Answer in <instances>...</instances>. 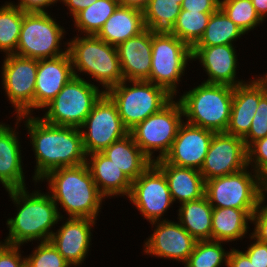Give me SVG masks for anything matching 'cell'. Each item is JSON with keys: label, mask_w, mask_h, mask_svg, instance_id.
Listing matches in <instances>:
<instances>
[{"label": "cell", "mask_w": 267, "mask_h": 267, "mask_svg": "<svg viewBox=\"0 0 267 267\" xmlns=\"http://www.w3.org/2000/svg\"><path fill=\"white\" fill-rule=\"evenodd\" d=\"M16 128L22 120L29 134L36 159L35 185L50 171L62 167H74L86 163L80 128L55 126L40 117L22 115L16 117Z\"/></svg>", "instance_id": "obj_1"}, {"label": "cell", "mask_w": 267, "mask_h": 267, "mask_svg": "<svg viewBox=\"0 0 267 267\" xmlns=\"http://www.w3.org/2000/svg\"><path fill=\"white\" fill-rule=\"evenodd\" d=\"M27 189L7 191L17 213L6 222L9 234L3 242L5 244L22 246L34 240L50 241L54 232L51 229L63 219L64 215L49 193H41V190L29 193Z\"/></svg>", "instance_id": "obj_2"}, {"label": "cell", "mask_w": 267, "mask_h": 267, "mask_svg": "<svg viewBox=\"0 0 267 267\" xmlns=\"http://www.w3.org/2000/svg\"><path fill=\"white\" fill-rule=\"evenodd\" d=\"M45 180L53 201L69 217L97 220L106 197L97 188L86 163L50 171L41 182Z\"/></svg>", "instance_id": "obj_3"}, {"label": "cell", "mask_w": 267, "mask_h": 267, "mask_svg": "<svg viewBox=\"0 0 267 267\" xmlns=\"http://www.w3.org/2000/svg\"><path fill=\"white\" fill-rule=\"evenodd\" d=\"M68 53L74 76L88 74L102 85L104 93L124 80L116 46L96 35H78L69 40ZM78 72L80 73L77 74Z\"/></svg>", "instance_id": "obj_4"}, {"label": "cell", "mask_w": 267, "mask_h": 267, "mask_svg": "<svg viewBox=\"0 0 267 267\" xmlns=\"http://www.w3.org/2000/svg\"><path fill=\"white\" fill-rule=\"evenodd\" d=\"M183 93L178 99L185 122L216 133L226 131L230 121L234 87L202 82L201 85Z\"/></svg>", "instance_id": "obj_5"}, {"label": "cell", "mask_w": 267, "mask_h": 267, "mask_svg": "<svg viewBox=\"0 0 267 267\" xmlns=\"http://www.w3.org/2000/svg\"><path fill=\"white\" fill-rule=\"evenodd\" d=\"M106 94L116 104L118 114L129 131L175 97L163 87L147 80H123Z\"/></svg>", "instance_id": "obj_6"}, {"label": "cell", "mask_w": 267, "mask_h": 267, "mask_svg": "<svg viewBox=\"0 0 267 267\" xmlns=\"http://www.w3.org/2000/svg\"><path fill=\"white\" fill-rule=\"evenodd\" d=\"M94 82L73 77L43 109L44 122L55 126L80 128L94 104L104 94Z\"/></svg>", "instance_id": "obj_7"}, {"label": "cell", "mask_w": 267, "mask_h": 267, "mask_svg": "<svg viewBox=\"0 0 267 267\" xmlns=\"http://www.w3.org/2000/svg\"><path fill=\"white\" fill-rule=\"evenodd\" d=\"M192 61V48L166 31H152V64L147 81L177 95L186 65Z\"/></svg>", "instance_id": "obj_8"}, {"label": "cell", "mask_w": 267, "mask_h": 267, "mask_svg": "<svg viewBox=\"0 0 267 267\" xmlns=\"http://www.w3.org/2000/svg\"><path fill=\"white\" fill-rule=\"evenodd\" d=\"M50 13H25L20 38L15 54L36 60L61 56L68 52V41L64 43L66 32ZM63 44L66 47L61 48Z\"/></svg>", "instance_id": "obj_9"}, {"label": "cell", "mask_w": 267, "mask_h": 267, "mask_svg": "<svg viewBox=\"0 0 267 267\" xmlns=\"http://www.w3.org/2000/svg\"><path fill=\"white\" fill-rule=\"evenodd\" d=\"M175 97L161 110L148 116L129 133L139 148L154 162L170 151L183 119V109ZM160 150V151H159ZM159 151V155L153 156Z\"/></svg>", "instance_id": "obj_10"}, {"label": "cell", "mask_w": 267, "mask_h": 267, "mask_svg": "<svg viewBox=\"0 0 267 267\" xmlns=\"http://www.w3.org/2000/svg\"><path fill=\"white\" fill-rule=\"evenodd\" d=\"M205 196L213 208L257 209L263 198L260 176L253 169L249 171L247 167L232 174L206 180Z\"/></svg>", "instance_id": "obj_11"}, {"label": "cell", "mask_w": 267, "mask_h": 267, "mask_svg": "<svg viewBox=\"0 0 267 267\" xmlns=\"http://www.w3.org/2000/svg\"><path fill=\"white\" fill-rule=\"evenodd\" d=\"M80 131L87 155L102 152L113 142L129 134L116 104L106 93L94 104Z\"/></svg>", "instance_id": "obj_12"}, {"label": "cell", "mask_w": 267, "mask_h": 267, "mask_svg": "<svg viewBox=\"0 0 267 267\" xmlns=\"http://www.w3.org/2000/svg\"><path fill=\"white\" fill-rule=\"evenodd\" d=\"M2 64V87L16 117L33 115L38 60L16 54L5 55Z\"/></svg>", "instance_id": "obj_13"}, {"label": "cell", "mask_w": 267, "mask_h": 267, "mask_svg": "<svg viewBox=\"0 0 267 267\" xmlns=\"http://www.w3.org/2000/svg\"><path fill=\"white\" fill-rule=\"evenodd\" d=\"M128 198L149 223L161 221L174 204L167 179L154 163L132 181Z\"/></svg>", "instance_id": "obj_14"}, {"label": "cell", "mask_w": 267, "mask_h": 267, "mask_svg": "<svg viewBox=\"0 0 267 267\" xmlns=\"http://www.w3.org/2000/svg\"><path fill=\"white\" fill-rule=\"evenodd\" d=\"M247 167V148L243 138L219 132L213 135L199 171L206 181Z\"/></svg>", "instance_id": "obj_15"}, {"label": "cell", "mask_w": 267, "mask_h": 267, "mask_svg": "<svg viewBox=\"0 0 267 267\" xmlns=\"http://www.w3.org/2000/svg\"><path fill=\"white\" fill-rule=\"evenodd\" d=\"M162 219L151 222L154 232L144 242V253L158 258L176 260L185 264L197 240L178 222Z\"/></svg>", "instance_id": "obj_16"}, {"label": "cell", "mask_w": 267, "mask_h": 267, "mask_svg": "<svg viewBox=\"0 0 267 267\" xmlns=\"http://www.w3.org/2000/svg\"><path fill=\"white\" fill-rule=\"evenodd\" d=\"M216 132L182 122L164 160L171 165L200 170Z\"/></svg>", "instance_id": "obj_17"}, {"label": "cell", "mask_w": 267, "mask_h": 267, "mask_svg": "<svg viewBox=\"0 0 267 267\" xmlns=\"http://www.w3.org/2000/svg\"><path fill=\"white\" fill-rule=\"evenodd\" d=\"M64 222L53 232L50 242L63 258L73 267L84 263L91 246L92 227L96 220L89 218L66 217Z\"/></svg>", "instance_id": "obj_18"}, {"label": "cell", "mask_w": 267, "mask_h": 267, "mask_svg": "<svg viewBox=\"0 0 267 267\" xmlns=\"http://www.w3.org/2000/svg\"><path fill=\"white\" fill-rule=\"evenodd\" d=\"M259 76L234 87L230 121L225 133L243 138L249 132L259 101L267 93V77L265 74Z\"/></svg>", "instance_id": "obj_19"}, {"label": "cell", "mask_w": 267, "mask_h": 267, "mask_svg": "<svg viewBox=\"0 0 267 267\" xmlns=\"http://www.w3.org/2000/svg\"><path fill=\"white\" fill-rule=\"evenodd\" d=\"M234 45H218L209 47H192V60L197 59L208 75L204 83L223 84L236 87L245 80H236L237 59Z\"/></svg>", "instance_id": "obj_20"}, {"label": "cell", "mask_w": 267, "mask_h": 267, "mask_svg": "<svg viewBox=\"0 0 267 267\" xmlns=\"http://www.w3.org/2000/svg\"><path fill=\"white\" fill-rule=\"evenodd\" d=\"M74 77L69 53L49 59L38 60L34 109H43Z\"/></svg>", "instance_id": "obj_21"}, {"label": "cell", "mask_w": 267, "mask_h": 267, "mask_svg": "<svg viewBox=\"0 0 267 267\" xmlns=\"http://www.w3.org/2000/svg\"><path fill=\"white\" fill-rule=\"evenodd\" d=\"M116 48L124 80L149 79L152 64V30L146 28Z\"/></svg>", "instance_id": "obj_22"}, {"label": "cell", "mask_w": 267, "mask_h": 267, "mask_svg": "<svg viewBox=\"0 0 267 267\" xmlns=\"http://www.w3.org/2000/svg\"><path fill=\"white\" fill-rule=\"evenodd\" d=\"M18 132L0 122V183L8 190L26 187Z\"/></svg>", "instance_id": "obj_23"}, {"label": "cell", "mask_w": 267, "mask_h": 267, "mask_svg": "<svg viewBox=\"0 0 267 267\" xmlns=\"http://www.w3.org/2000/svg\"><path fill=\"white\" fill-rule=\"evenodd\" d=\"M165 175L173 203L180 204L205 196V180L198 169L168 164L163 158L153 162Z\"/></svg>", "instance_id": "obj_24"}, {"label": "cell", "mask_w": 267, "mask_h": 267, "mask_svg": "<svg viewBox=\"0 0 267 267\" xmlns=\"http://www.w3.org/2000/svg\"><path fill=\"white\" fill-rule=\"evenodd\" d=\"M86 164L97 188L105 197L129 196L132 181L101 152L87 155Z\"/></svg>", "instance_id": "obj_25"}, {"label": "cell", "mask_w": 267, "mask_h": 267, "mask_svg": "<svg viewBox=\"0 0 267 267\" xmlns=\"http://www.w3.org/2000/svg\"><path fill=\"white\" fill-rule=\"evenodd\" d=\"M146 29L143 10L119 5L96 34L106 43L118 46Z\"/></svg>", "instance_id": "obj_26"}, {"label": "cell", "mask_w": 267, "mask_h": 267, "mask_svg": "<svg viewBox=\"0 0 267 267\" xmlns=\"http://www.w3.org/2000/svg\"><path fill=\"white\" fill-rule=\"evenodd\" d=\"M125 173L131 180H136L153 161L139 148L129 133L113 142L101 152Z\"/></svg>", "instance_id": "obj_27"}, {"label": "cell", "mask_w": 267, "mask_h": 267, "mask_svg": "<svg viewBox=\"0 0 267 267\" xmlns=\"http://www.w3.org/2000/svg\"><path fill=\"white\" fill-rule=\"evenodd\" d=\"M257 209L213 208L211 240L232 242L248 233L251 217Z\"/></svg>", "instance_id": "obj_28"}, {"label": "cell", "mask_w": 267, "mask_h": 267, "mask_svg": "<svg viewBox=\"0 0 267 267\" xmlns=\"http://www.w3.org/2000/svg\"><path fill=\"white\" fill-rule=\"evenodd\" d=\"M178 221L197 241L211 240L213 207L206 196L180 204Z\"/></svg>", "instance_id": "obj_29"}, {"label": "cell", "mask_w": 267, "mask_h": 267, "mask_svg": "<svg viewBox=\"0 0 267 267\" xmlns=\"http://www.w3.org/2000/svg\"><path fill=\"white\" fill-rule=\"evenodd\" d=\"M243 35V30L219 8L211 14L202 37L193 47L233 45Z\"/></svg>", "instance_id": "obj_30"}, {"label": "cell", "mask_w": 267, "mask_h": 267, "mask_svg": "<svg viewBox=\"0 0 267 267\" xmlns=\"http://www.w3.org/2000/svg\"><path fill=\"white\" fill-rule=\"evenodd\" d=\"M119 5V0H97L73 18L75 30L84 35H96Z\"/></svg>", "instance_id": "obj_31"}, {"label": "cell", "mask_w": 267, "mask_h": 267, "mask_svg": "<svg viewBox=\"0 0 267 267\" xmlns=\"http://www.w3.org/2000/svg\"><path fill=\"white\" fill-rule=\"evenodd\" d=\"M23 12L10 2L0 7V51L5 55L15 54L23 23Z\"/></svg>", "instance_id": "obj_32"}, {"label": "cell", "mask_w": 267, "mask_h": 267, "mask_svg": "<svg viewBox=\"0 0 267 267\" xmlns=\"http://www.w3.org/2000/svg\"><path fill=\"white\" fill-rule=\"evenodd\" d=\"M181 5L174 0H148L143 9L146 28L169 32L176 23Z\"/></svg>", "instance_id": "obj_33"}, {"label": "cell", "mask_w": 267, "mask_h": 267, "mask_svg": "<svg viewBox=\"0 0 267 267\" xmlns=\"http://www.w3.org/2000/svg\"><path fill=\"white\" fill-rule=\"evenodd\" d=\"M212 13L181 9L175 25L169 32L192 48L202 37Z\"/></svg>", "instance_id": "obj_34"}, {"label": "cell", "mask_w": 267, "mask_h": 267, "mask_svg": "<svg viewBox=\"0 0 267 267\" xmlns=\"http://www.w3.org/2000/svg\"><path fill=\"white\" fill-rule=\"evenodd\" d=\"M223 242L198 240L184 267H227L229 251Z\"/></svg>", "instance_id": "obj_35"}, {"label": "cell", "mask_w": 267, "mask_h": 267, "mask_svg": "<svg viewBox=\"0 0 267 267\" xmlns=\"http://www.w3.org/2000/svg\"><path fill=\"white\" fill-rule=\"evenodd\" d=\"M220 8L245 34L263 22L251 0H220Z\"/></svg>", "instance_id": "obj_36"}, {"label": "cell", "mask_w": 267, "mask_h": 267, "mask_svg": "<svg viewBox=\"0 0 267 267\" xmlns=\"http://www.w3.org/2000/svg\"><path fill=\"white\" fill-rule=\"evenodd\" d=\"M34 249L25 257V267H72L50 241L40 242Z\"/></svg>", "instance_id": "obj_37"}, {"label": "cell", "mask_w": 267, "mask_h": 267, "mask_svg": "<svg viewBox=\"0 0 267 267\" xmlns=\"http://www.w3.org/2000/svg\"><path fill=\"white\" fill-rule=\"evenodd\" d=\"M267 136V93L260 99L249 132L243 137L246 148Z\"/></svg>", "instance_id": "obj_38"}, {"label": "cell", "mask_w": 267, "mask_h": 267, "mask_svg": "<svg viewBox=\"0 0 267 267\" xmlns=\"http://www.w3.org/2000/svg\"><path fill=\"white\" fill-rule=\"evenodd\" d=\"M247 165L259 176L267 169V136L247 148Z\"/></svg>", "instance_id": "obj_39"}, {"label": "cell", "mask_w": 267, "mask_h": 267, "mask_svg": "<svg viewBox=\"0 0 267 267\" xmlns=\"http://www.w3.org/2000/svg\"><path fill=\"white\" fill-rule=\"evenodd\" d=\"M265 198H262L257 210L251 217V223L255 225L250 234L257 241L267 243V205H264Z\"/></svg>", "instance_id": "obj_40"}, {"label": "cell", "mask_w": 267, "mask_h": 267, "mask_svg": "<svg viewBox=\"0 0 267 267\" xmlns=\"http://www.w3.org/2000/svg\"><path fill=\"white\" fill-rule=\"evenodd\" d=\"M20 246L8 245L0 241V267H25V256Z\"/></svg>", "instance_id": "obj_41"}, {"label": "cell", "mask_w": 267, "mask_h": 267, "mask_svg": "<svg viewBox=\"0 0 267 267\" xmlns=\"http://www.w3.org/2000/svg\"><path fill=\"white\" fill-rule=\"evenodd\" d=\"M249 238L254 241L249 244L245 252H242L256 267H267V243L259 242L251 235H249Z\"/></svg>", "instance_id": "obj_42"}, {"label": "cell", "mask_w": 267, "mask_h": 267, "mask_svg": "<svg viewBox=\"0 0 267 267\" xmlns=\"http://www.w3.org/2000/svg\"><path fill=\"white\" fill-rule=\"evenodd\" d=\"M18 4L10 2L25 13H47L46 8L57 4L60 0H18Z\"/></svg>", "instance_id": "obj_43"}, {"label": "cell", "mask_w": 267, "mask_h": 267, "mask_svg": "<svg viewBox=\"0 0 267 267\" xmlns=\"http://www.w3.org/2000/svg\"><path fill=\"white\" fill-rule=\"evenodd\" d=\"M220 8V0H183L181 9L194 12H215Z\"/></svg>", "instance_id": "obj_44"}, {"label": "cell", "mask_w": 267, "mask_h": 267, "mask_svg": "<svg viewBox=\"0 0 267 267\" xmlns=\"http://www.w3.org/2000/svg\"><path fill=\"white\" fill-rule=\"evenodd\" d=\"M227 267H256L239 249L231 248L228 255Z\"/></svg>", "instance_id": "obj_45"}, {"label": "cell", "mask_w": 267, "mask_h": 267, "mask_svg": "<svg viewBox=\"0 0 267 267\" xmlns=\"http://www.w3.org/2000/svg\"><path fill=\"white\" fill-rule=\"evenodd\" d=\"M97 0H60L65 6H67L70 11L69 14L74 18L80 11L89 7L91 4Z\"/></svg>", "instance_id": "obj_46"}, {"label": "cell", "mask_w": 267, "mask_h": 267, "mask_svg": "<svg viewBox=\"0 0 267 267\" xmlns=\"http://www.w3.org/2000/svg\"><path fill=\"white\" fill-rule=\"evenodd\" d=\"M256 13L265 21L267 17V0H251Z\"/></svg>", "instance_id": "obj_47"}, {"label": "cell", "mask_w": 267, "mask_h": 267, "mask_svg": "<svg viewBox=\"0 0 267 267\" xmlns=\"http://www.w3.org/2000/svg\"><path fill=\"white\" fill-rule=\"evenodd\" d=\"M120 5L135 7L137 9L143 10L146 6L148 0H119Z\"/></svg>", "instance_id": "obj_48"}, {"label": "cell", "mask_w": 267, "mask_h": 267, "mask_svg": "<svg viewBox=\"0 0 267 267\" xmlns=\"http://www.w3.org/2000/svg\"><path fill=\"white\" fill-rule=\"evenodd\" d=\"M260 191L262 197L267 199V169L260 175Z\"/></svg>", "instance_id": "obj_49"}, {"label": "cell", "mask_w": 267, "mask_h": 267, "mask_svg": "<svg viewBox=\"0 0 267 267\" xmlns=\"http://www.w3.org/2000/svg\"><path fill=\"white\" fill-rule=\"evenodd\" d=\"M176 1L177 3H179L180 5L182 4L183 0H174Z\"/></svg>", "instance_id": "obj_50"}]
</instances>
